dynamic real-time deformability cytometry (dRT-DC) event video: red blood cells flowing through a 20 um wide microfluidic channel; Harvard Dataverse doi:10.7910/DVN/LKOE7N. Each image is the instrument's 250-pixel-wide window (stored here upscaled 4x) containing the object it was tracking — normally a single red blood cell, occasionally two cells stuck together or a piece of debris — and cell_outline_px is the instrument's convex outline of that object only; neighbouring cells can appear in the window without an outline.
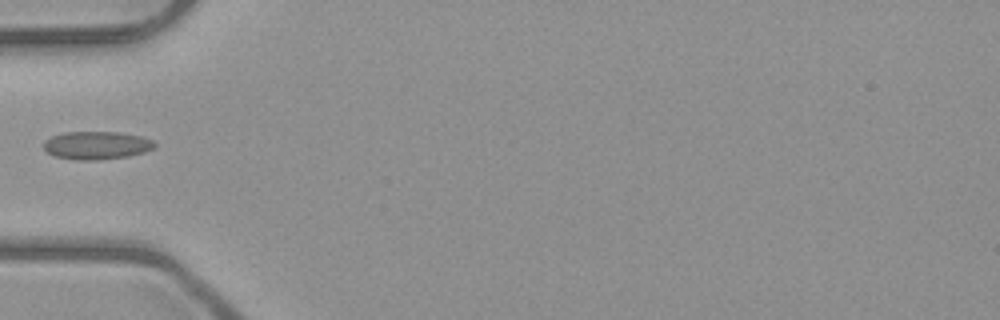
{"species": "common noctule bat (a hibernating species)", "species_latin": "Nyctalus noctula", "temperature_condition": "room temperature", "stored_images_in_passage": 5, "camera_frame_rate_fps": 3000, "um_per_image_px": 0.085, "animal": {"sex": "male", "body_mass_g": 23.1, "forearm_length_mm": 52.7}, "frame": {"image": 1, "passage_image": 4, "time_ms": 3.333, "image_size_px": [1000, 320], "cell_outline_px": [[156, 144], [152, 148], [144, 152], [128, 156], [100, 160], [76, 160], [56, 156], [48, 152], [44, 148], [44, 140], [52, 136], [64, 132], [120, 132], [144, 136], [152, 140]], "centroid_in_image_um": [8.22, 12.34], "position_along_channel_um": 76.8, "area_um2": 18.15}}
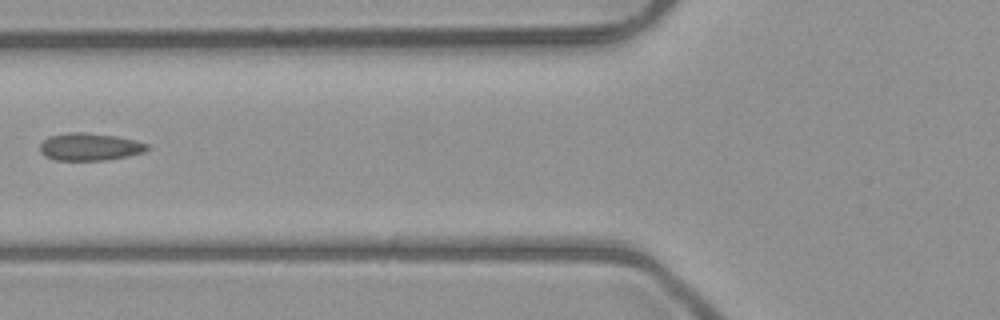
{"frame": {"image": 2, "passage_image": 5, "time_ms": 4.333, "image_size_px": [1000, 320], "cell_outline_px": [[148, 148], [144, 152], [128, 156], [108, 160], [56, 160], [44, 156], [40, 152], [40, 144], [48, 136], [68, 132], [84, 132], [116, 136], [148, 144]], "centroid_in_image_um": [7.59, 12.48], "position_along_channel_um": 118.2, "area_um2": 17.17}}